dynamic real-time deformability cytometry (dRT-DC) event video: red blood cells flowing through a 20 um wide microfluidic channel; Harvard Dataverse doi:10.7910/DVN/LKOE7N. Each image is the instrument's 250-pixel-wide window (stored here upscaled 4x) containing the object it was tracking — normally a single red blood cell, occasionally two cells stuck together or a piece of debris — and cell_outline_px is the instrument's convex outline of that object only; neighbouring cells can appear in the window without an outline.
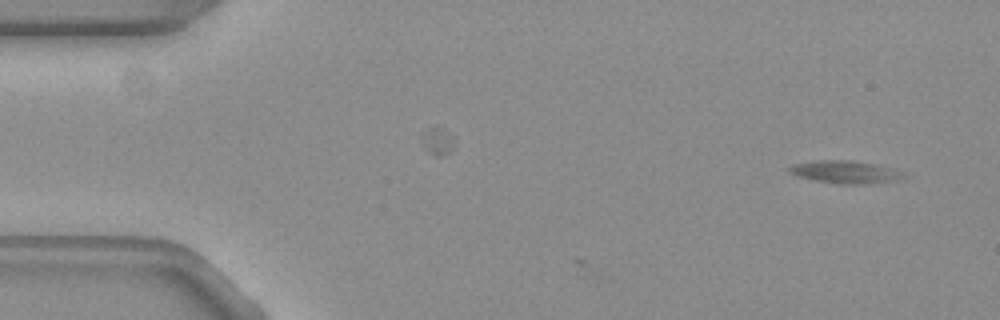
{"species": "common noctule bat (a hibernating species)", "species_latin": "Nyctalus noctula", "temperature_condition": "warm", "stored_images_in_passage": 4, "camera_frame_rate_fps": 3000, "um_per_image_px": 0.085, "animal": {"sex": "female", "body_mass_g": 19.3, "forearm_length_mm": 54.1}, "frame": {"image": 1, "passage_image": 4, "time_ms": 1.0, "image_size_px": [1000, 320], "cell_outline_px": [[904, 176], [896, 180], [864, 184], [840, 184], [812, 180], [796, 176], [788, 172], [788, 168], [792, 164], [820, 160], [848, 160], [872, 164]], "centroid_in_image_um": [71.62, 14.63], "position_along_channel_um": 13.4, "area_um2": 14.39}}